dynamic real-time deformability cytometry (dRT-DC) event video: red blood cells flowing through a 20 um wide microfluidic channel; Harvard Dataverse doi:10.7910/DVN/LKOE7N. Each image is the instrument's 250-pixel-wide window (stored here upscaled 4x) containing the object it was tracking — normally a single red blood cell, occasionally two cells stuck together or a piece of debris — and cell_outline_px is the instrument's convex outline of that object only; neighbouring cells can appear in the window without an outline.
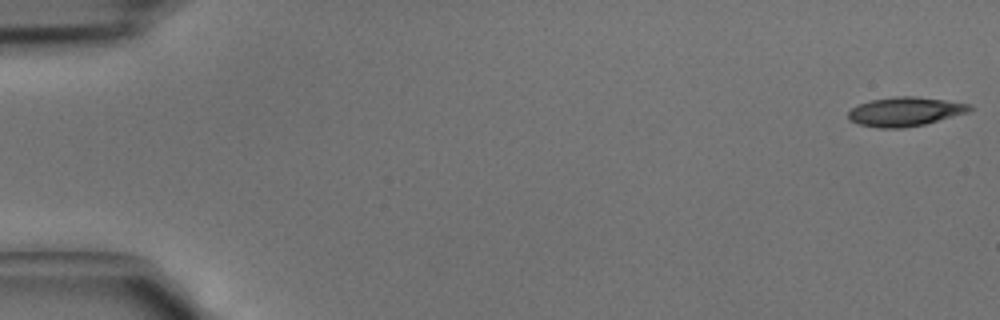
{"species": "common noctule bat (a hibernating species)", "species_latin": "Nyctalus noctula", "temperature_condition": "cold", "stored_images_in_passage": 43, "camera_frame_rate_fps": 3000, "um_per_image_px": 0.085, "animal": {"sex": "male", "body_mass_g": 15.6}, "frame": {"image": 1, "passage_image": 1, "time_ms": 0.0, "image_size_px": [1000, 320], "cell_outline_px": [[972, 108], [968, 112], [924, 124], [904, 128], [880, 128], [860, 124], [848, 120], [848, 112], [852, 108], [860, 104], [872, 100], [896, 96], [916, 96], [972, 104]], "centroid_in_image_um": [76.93, 9.48], "position_along_channel_um": 8.1, "area_um2": 20.4}}
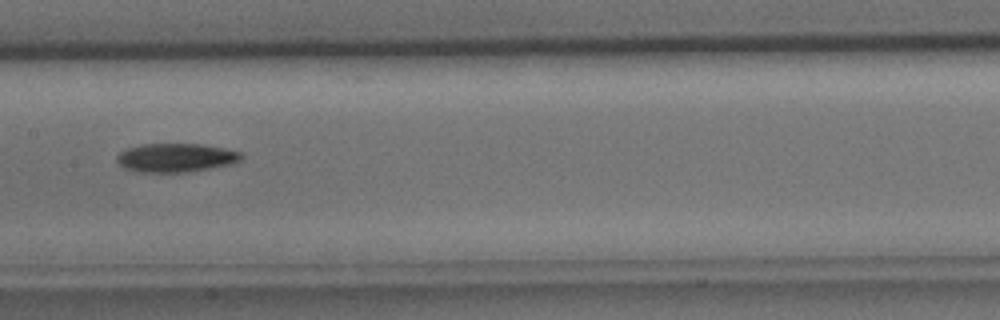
{"frame": {"image": 2, "passage_image": 22, "time_ms": 7.0, "image_size_px": [1000, 320], "cell_outline_px": [[244, 156], [240, 160], [232, 164], [192, 172], [136, 172], [124, 168], [116, 160], [116, 156], [120, 152], [128, 148], [140, 144], [204, 144], [224, 148], [240, 152]], "centroid_in_image_um": [14.96, 13.41], "position_along_channel_um": 192.4, "area_um2": 21.04}}
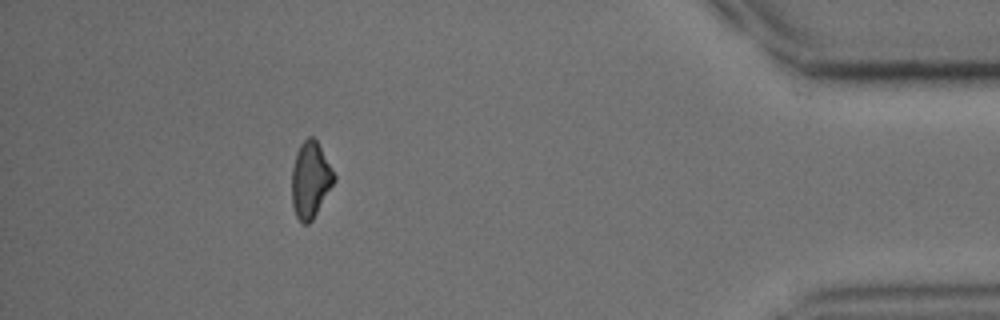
{"frame": {"image": 3, "passage_image": 39, "time_ms": 12.667, "image_size_px": [1000, 320], "cell_outline_px": [[336, 180], [312, 220], [308, 224], [304, 224], [296, 216], [292, 204], [292, 168], [296, 152], [300, 144], [308, 136], [312, 136], [316, 140], [336, 176]], "centroid_in_image_um": [26.38, 15.28], "position_along_channel_um": 408.8, "area_um2": 18.61}}